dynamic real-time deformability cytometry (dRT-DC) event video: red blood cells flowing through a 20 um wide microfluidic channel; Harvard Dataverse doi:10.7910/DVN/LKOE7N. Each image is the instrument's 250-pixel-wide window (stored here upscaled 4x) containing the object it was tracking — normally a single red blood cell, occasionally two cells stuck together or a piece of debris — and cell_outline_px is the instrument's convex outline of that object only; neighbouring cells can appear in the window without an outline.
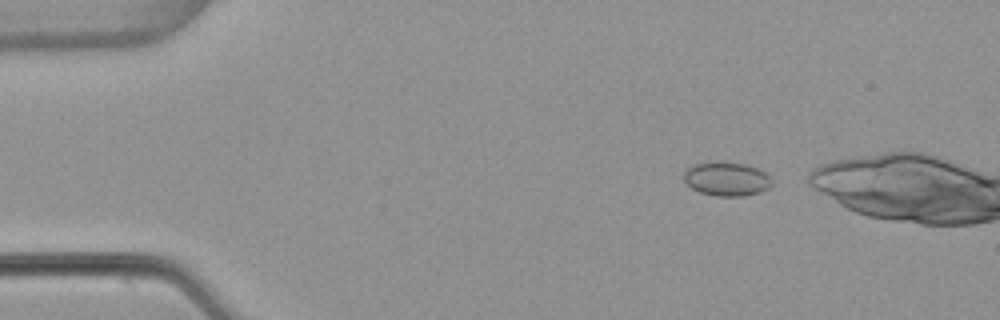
{"species": "common noctule bat (a hibernating species)", "species_latin": "Nyctalus noctula", "temperature_condition": "warm", "stored_images_in_passage": 9, "camera_frame_rate_fps": 3000, "um_per_image_px": 0.085, "animal": {"sex": "female", "body_mass_g": 22.7, "forearm_length_mm": 54.2}, "frame": {"image": 1, "passage_image": 1, "time_ms": 0.0, "image_size_px": [1000, 320], "cell_outline_px": [[772, 184], [768, 188], [760, 192], [744, 196], [716, 196], [700, 192], [692, 188], [684, 180], [684, 172], [692, 164], [716, 160], [728, 160], [744, 164], [756, 168], [764, 172], [772, 180]], "centroid_in_image_um": [61.74, 15.18], "position_along_channel_um": 23.3, "area_um2": 17.69}}